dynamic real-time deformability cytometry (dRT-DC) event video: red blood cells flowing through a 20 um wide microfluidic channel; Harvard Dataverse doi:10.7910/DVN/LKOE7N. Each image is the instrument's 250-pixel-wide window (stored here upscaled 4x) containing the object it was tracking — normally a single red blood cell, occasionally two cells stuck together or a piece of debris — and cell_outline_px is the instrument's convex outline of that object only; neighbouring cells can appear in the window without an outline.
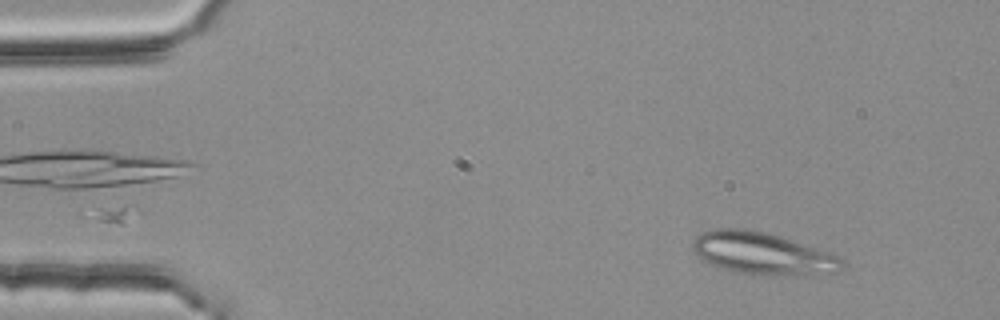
{"species": "common noctule bat (a hibernating species)", "species_latin": "Nyctalus noctula", "temperature_condition": "room temperature", "stored_images_in_passage": 49, "segment_of_instrument_passage": [1, 2], "camera_frame_rate_fps": 3000, "um_per_image_px": 0.085, "animal": {"sex": "female", "body_mass_g": 25.1}, "frame": {"image": 1, "passage_image": 3, "time_ms": 0.667, "image_size_px": [1000, 320], "cell_outline_px": [[844, 264], [840, 272], [740, 272], [720, 268], [696, 256], [692, 248], [692, 244], [696, 236], [704, 232], [716, 228], [748, 228], [768, 232], [840, 256], [844, 260]], "centroid_in_image_um": [64.74, 21.46], "position_along_channel_um": 20.3, "area_um2": 35.26}}